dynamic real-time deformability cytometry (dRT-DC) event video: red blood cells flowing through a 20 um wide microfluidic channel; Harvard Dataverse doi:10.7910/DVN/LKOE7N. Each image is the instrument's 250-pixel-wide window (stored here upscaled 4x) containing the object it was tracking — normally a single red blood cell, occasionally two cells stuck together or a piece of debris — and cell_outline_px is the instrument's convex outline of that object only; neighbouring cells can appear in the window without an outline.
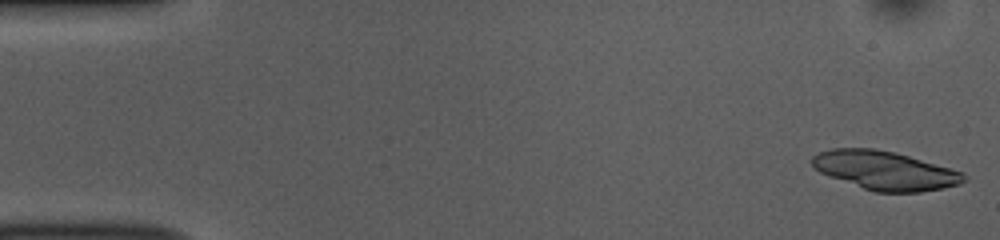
{"species": "common noctule bat (a hibernating species)", "species_latin": "Nyctalus noctula", "temperature_condition": "room temperature", "stored_images_in_passage": 51, "camera_frame_rate_fps": 3000, "um_per_image_px": 0.085, "animal": {"sex": "female", "body_mass_g": 10.0, "forearm_length_mm": 53.1}, "frame": {"image": 1, "passage_image": 1, "time_ms": 0.0, "image_size_px": [1000, 240], "cell_outline_px": [[968, 180], [960, 184], [944, 188], [920, 192], [876, 192], [864, 188], [820, 172], [812, 164], [812, 156], [820, 152], [832, 148], [876, 148], [896, 152], [964, 172], [968, 176]], "centroid_in_image_um": [75.29, 14.48], "position_along_channel_um": 9.7, "area_um2": 34.16}}
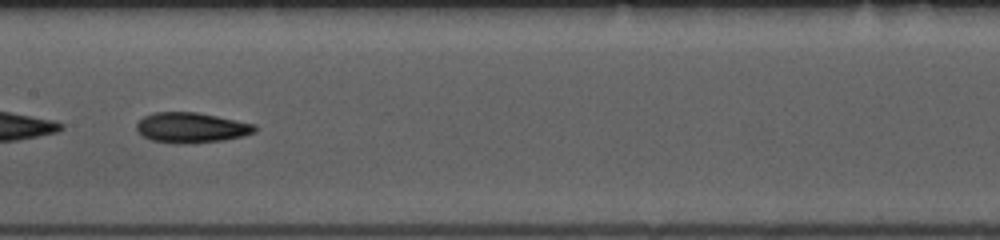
{"frame": {"image": 2, "passage_image": 26, "time_ms": 8.333, "image_size_px": [1000, 240], "cell_outline_px": [[256, 132], [244, 136], [224, 140], [180, 144], [152, 140], [144, 136], [136, 128], [136, 124], [144, 116], [152, 112], [196, 112], [256, 124]], "centroid_in_image_um": [16.28, 10.84], "position_along_channel_um": 191.1, "area_um2": 20.75}}
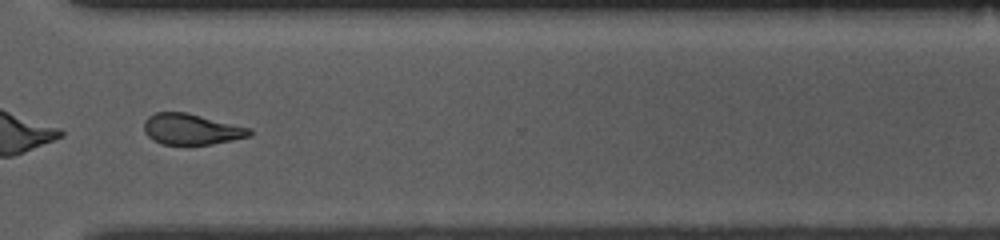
{"frame": {"image": 3, "passage_image": 39, "time_ms": 12.667, "image_size_px": [1000, 240], "cell_outline_px": [[252, 136], [212, 144], [160, 144], [152, 140], [144, 132], [144, 120], [148, 116], [156, 112], [188, 112], [252, 128]], "centroid_in_image_um": [16.28, 10.97], "position_along_channel_um": 354.3, "area_um2": 19.25}, "authors_computed_cell_mechanics": {"area_um2": 20.6346, "velocity_mm_per_s": 3.7732, "shape_relaxation_time_tau1_ms": 4.9136, "shape_relaxation_time_tau2_ms": 5.83, "deformation_change_tau1": 0.132, "deformation_change_tau2": 0.1417}}